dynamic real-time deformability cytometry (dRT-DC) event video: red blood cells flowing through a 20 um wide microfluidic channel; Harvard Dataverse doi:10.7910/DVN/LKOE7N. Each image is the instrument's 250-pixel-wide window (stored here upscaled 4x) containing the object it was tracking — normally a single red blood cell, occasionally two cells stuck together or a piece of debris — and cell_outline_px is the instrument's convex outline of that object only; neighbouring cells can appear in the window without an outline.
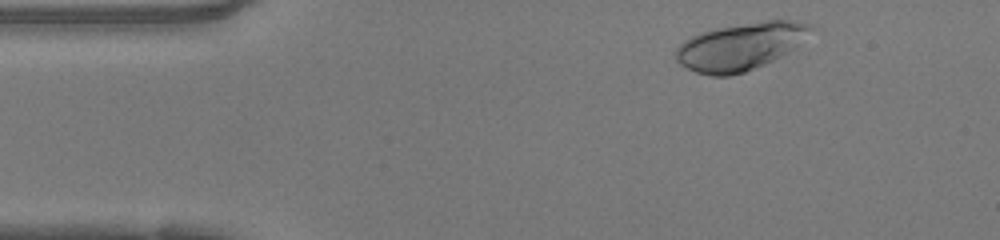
{"species": "human", "species_latin": "Homo sapiens", "temperature_condition": "warm", "stored_images_in_passage": 44, "camera_frame_rate_fps": 3000, "um_per_image_px": 0.085, "donor": {"sex": "female"}, "frame": {"image": 1, "passage_image": 2, "time_ms": 0.333, "image_size_px": [1000, 240], "cell_outline_px": [[812, 28], [792, 48], [780, 56], [764, 64], [744, 72], [728, 76], [712, 76], [696, 72], [680, 64], [676, 60], [676, 48], [684, 40], [700, 32], [720, 28], [768, 20], [788, 20], [812, 24]], "centroid_in_image_um": [62.86, 3.96], "position_along_channel_um": 22.1, "area_um2": 36.24}}
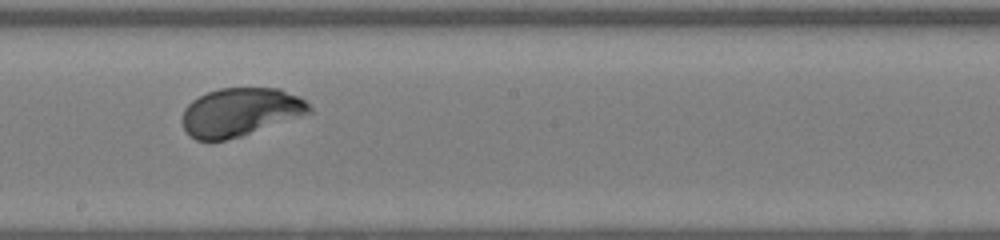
{"frame": {"image": 2, "passage_image": 22, "time_ms": 7.0, "image_size_px": [1000, 240], "cell_outline_px": [[312, 112], [240, 136], [224, 140], [196, 140], [188, 136], [184, 128], [184, 108], [192, 100], [208, 92], [220, 88], [280, 88], [304, 100], [312, 108]], "centroid_in_image_um": [20.4, 9.52], "position_along_channel_um": 227.8, "area_um2": 35.2}}
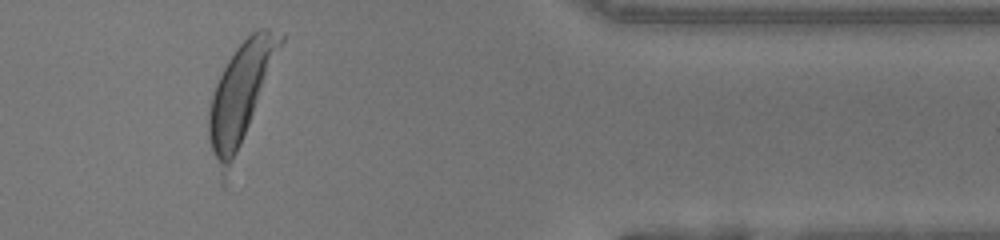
{"frame": {"image": 3, "passage_image": 36, "time_ms": 11.667, "image_size_px": [1000, 240], "cell_outline_px": [[284, 40], [224, 188], [220, 180], [212, 152], [208, 136], [208, 112], [212, 96], [216, 84], [228, 60], [236, 48], [252, 32], [260, 28], [268, 28], [284, 36]], "centroid_in_image_um": [20.41, 8.15], "position_along_channel_um": 391.0, "area_um2": 41.85}, "authors_computed_cell_mechanics": {"area_um2": 36.0094, "velocity_mm_per_s": 4.1352, "shape_relaxation_time_tau1_ms": 2.1319, "shape_relaxation_time_tau2_ms": null, "deformation_change_tau1": 0.1297, "deformation_change_tau2": null}}